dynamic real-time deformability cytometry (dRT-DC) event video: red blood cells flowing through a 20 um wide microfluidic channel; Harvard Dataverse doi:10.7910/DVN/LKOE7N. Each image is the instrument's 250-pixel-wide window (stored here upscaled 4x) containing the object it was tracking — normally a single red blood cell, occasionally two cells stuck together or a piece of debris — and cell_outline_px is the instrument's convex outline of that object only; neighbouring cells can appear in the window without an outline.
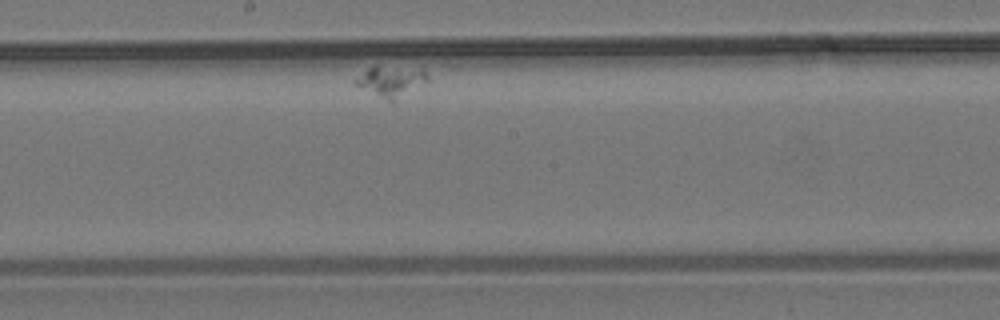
{"species": "common noctule bat (a hibernating species)", "species_latin": "Nyctalus noctula", "temperature_condition": "room temperature", "stored_images_in_passage": 38, "camera_frame_rate_fps": 3000, "um_per_image_px": 0.085, "animal": {"sex": "male", "body_mass_g": 19.2, "forearm_length_mm": 51.8}, "frame": {"image": 1, "passage_image": 22, "time_ms": 7.0, "image_size_px": [1000, 320], "cell_outline_px": [[432, 80], [392, 100], [388, 100], [356, 84], [352, 80], [368, 68], [376, 64], [424, 68]], "centroid_in_image_um": [33.31, 6.8], "position_along_channel_um": 214.9, "area_um2": 13.01}}
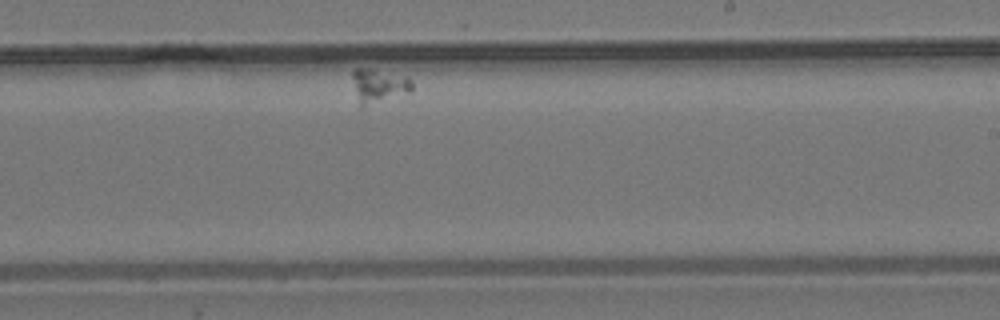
{"frame": {"image": 2, "passage_image": 27, "time_ms": 8.667, "image_size_px": [1000, 320], "cell_outline_px": [[412, 88], [408, 92], [364, 108], [360, 108], [352, 76], [352, 72], [356, 68], [372, 68], [408, 76], [412, 80]], "centroid_in_image_um": [32.19, 7.28], "position_along_channel_um": 256.8, "area_um2": 11.96}}